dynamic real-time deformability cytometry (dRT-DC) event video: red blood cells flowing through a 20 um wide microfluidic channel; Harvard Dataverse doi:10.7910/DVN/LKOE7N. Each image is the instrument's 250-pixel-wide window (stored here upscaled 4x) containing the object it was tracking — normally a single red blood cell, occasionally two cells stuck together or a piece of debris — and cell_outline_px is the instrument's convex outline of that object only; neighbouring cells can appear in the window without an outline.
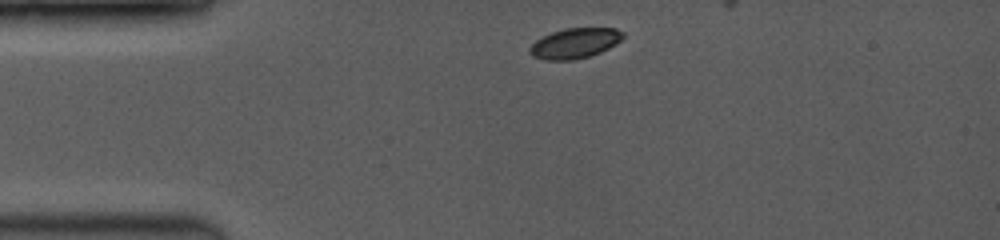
{"species": "common noctule bat (a hibernating species)", "species_latin": "Nyctalus noctula", "temperature_condition": "room temperature", "stored_images_in_passage": 5, "camera_frame_rate_fps": 3500, "um_per_image_px": 0.085, "animal": {"sex": "female", "body_mass_g": 19.0, "forearm_length_mm": 53.3}, "frame": {"image": 1, "passage_image": 1, "time_ms": 0.0, "image_size_px": [1000, 240], "cell_outline_px": [[624, 36], [616, 44], [600, 52], [588, 56], [572, 60], [544, 60], [532, 56], [528, 52], [528, 48], [536, 40], [552, 32], [564, 28], [612, 28], [624, 32]], "centroid_in_image_um": [48.83, 3.68], "position_along_channel_um": 36.2, "area_um2": 16.36}}
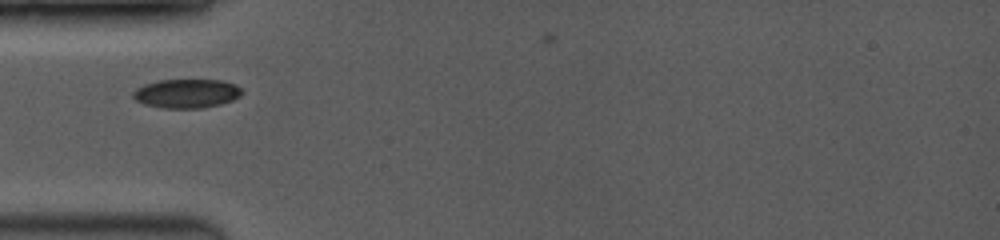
{"frame": {"image": 2, "passage_image": 3, "time_ms": 1.714, "image_size_px": [1000, 240], "cell_outline_px": [[244, 92], [240, 96], [232, 100], [220, 104], [200, 108], [164, 108], [144, 104], [136, 100], [132, 96], [132, 92], [136, 88], [144, 84], [160, 80], [220, 80], [232, 84], [240, 88]], "centroid_in_image_um": [15.83, 7.95], "position_along_channel_um": 69.2, "area_um2": 18.26}}